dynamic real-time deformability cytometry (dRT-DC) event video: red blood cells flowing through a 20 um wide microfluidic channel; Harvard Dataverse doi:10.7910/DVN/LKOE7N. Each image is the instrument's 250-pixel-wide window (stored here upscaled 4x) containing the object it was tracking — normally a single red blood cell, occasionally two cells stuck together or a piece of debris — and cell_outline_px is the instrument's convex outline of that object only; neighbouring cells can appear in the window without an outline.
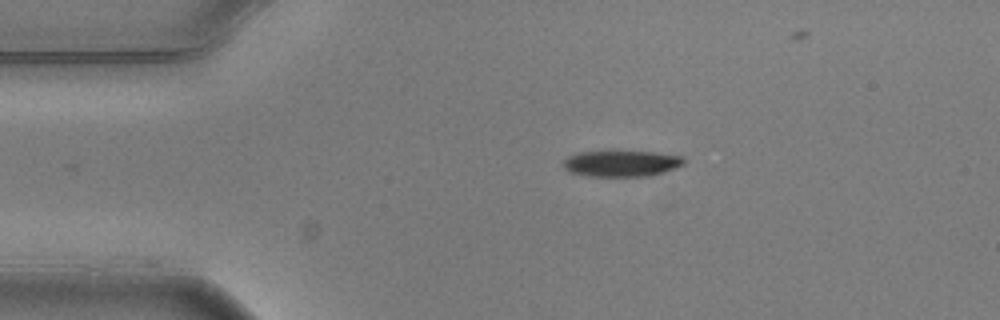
{"species": "common noctule bat (a hibernating species)", "species_latin": "Nyctalus noctula", "temperature_condition": "warm", "stored_images_in_passage": 4, "camera_frame_rate_fps": 3000, "um_per_image_px": 0.085, "animal": {"sex": "male", "body_mass_g": 20.5, "forearm_length_mm": 52.5}, "frame": {"image": 1, "passage_image": 1, "time_ms": 0.0, "image_size_px": [1000, 320], "cell_outline_px": [[684, 164], [676, 168], [652, 176], [588, 176], [572, 172], [564, 168], [564, 160], [568, 156], [580, 152], [608, 148], [612, 148], [656, 152], [684, 156]], "centroid_in_image_um": [52.85, 13.84], "position_along_channel_um": 32.2, "area_um2": 19.36}}
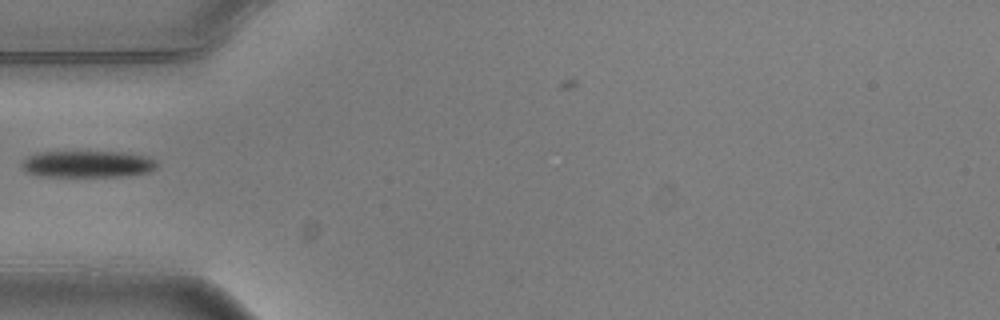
{"frame": {"image": 2, "passage_image": 3, "time_ms": 0.667, "image_size_px": [1000, 320], "cell_outline_px": [[160, 164], [156, 168], [148, 172], [120, 176], [40, 176], [28, 172], [20, 164], [28, 156], [36, 152], [120, 152], [148, 156], [156, 160]], "centroid_in_image_um": [7.47, 13.94], "position_along_channel_um": 77.5, "area_um2": 20.98}}
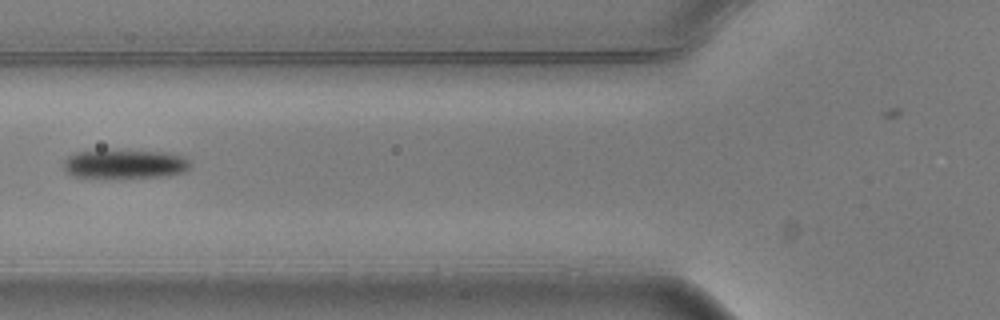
{"frame": {"image": 3, "passage_image": 4, "time_ms": 1.0, "image_size_px": [1000, 320], "cell_outline_px": [[192, 164], [184, 172], [168, 176], [116, 180], [108, 180], [72, 176], [64, 172], [64, 160], [68, 156], [76, 152], [168, 152], [184, 156]], "centroid_in_image_um": [10.6, 14.02], "position_along_channel_um": 115.2, "area_um2": 21.91}}